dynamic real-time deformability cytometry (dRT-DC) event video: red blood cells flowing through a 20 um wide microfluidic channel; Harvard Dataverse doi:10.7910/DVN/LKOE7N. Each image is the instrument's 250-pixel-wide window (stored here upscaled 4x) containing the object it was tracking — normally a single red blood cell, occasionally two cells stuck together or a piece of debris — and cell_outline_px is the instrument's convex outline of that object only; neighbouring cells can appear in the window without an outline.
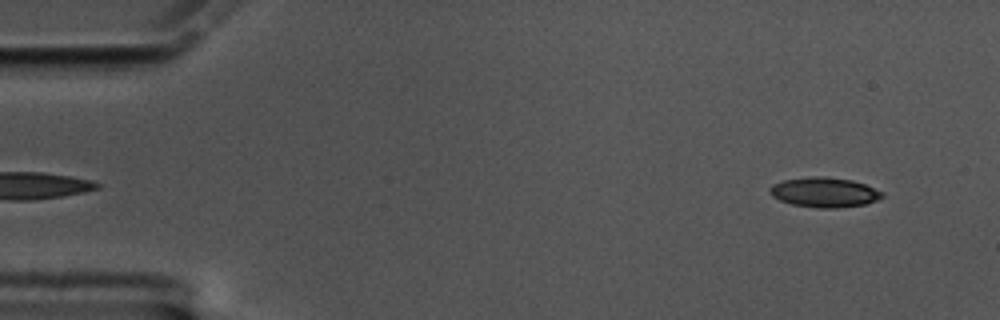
{"species": "common noctule bat (a hibernating species)", "species_latin": "Nyctalus noctula", "temperature_condition": "cold", "stored_images_in_passage": 56, "camera_frame_rate_fps": 3000, "um_per_image_px": 0.085, "animal": {"sex": "male", "body_mass_g": 17.5, "forearm_length_mm": 52.3}, "frame": {"image": 1, "passage_image": 2, "time_ms": 0.333, "image_size_px": [1000, 320], "cell_outline_px": [[884, 196], [876, 200], [864, 204], [836, 208], [820, 208], [792, 204], [780, 200], [772, 196], [768, 192], [768, 188], [772, 184], [784, 180], [812, 176], [824, 176], [852, 180], [864, 184], [884, 192]], "centroid_in_image_um": [70.05, 16.34], "position_along_channel_um": 15.0, "area_um2": 19.54}}
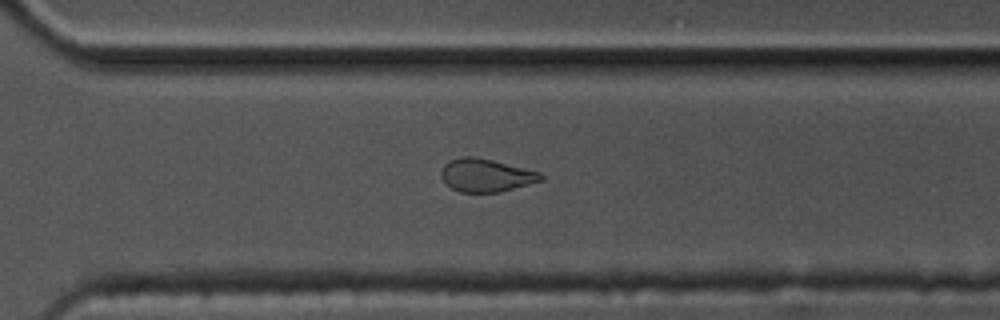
{"frame": {"image": 2, "passage_image": 39, "time_ms": 12.667, "image_size_px": [1000, 320], "cell_outline_px": [[544, 180], [500, 192], [460, 192], [452, 188], [440, 176], [440, 172], [444, 164], [460, 156], [472, 156], [492, 160], [540, 172], [544, 176]], "centroid_in_image_um": [41.32, 14.9], "position_along_channel_um": 329.3, "area_um2": 19.07}}
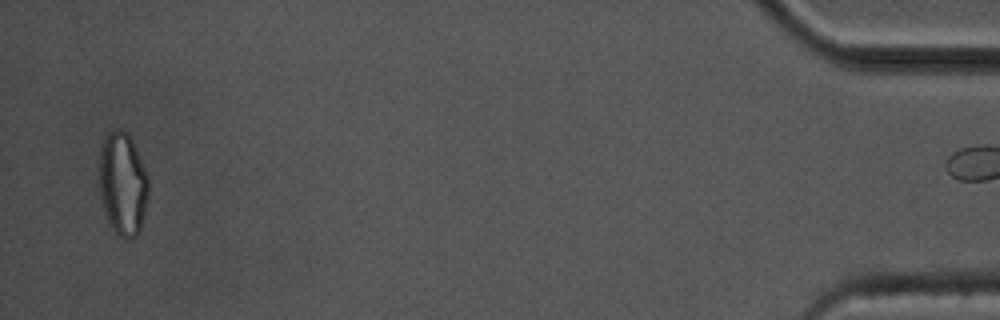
{"frame": {"image": 3, "passage_image": 55, "time_ms": 18.0, "image_size_px": [1000, 320], "cell_outline_px": [[148, 196], [140, 232], [136, 236], [128, 240], [124, 240], [116, 236], [108, 220], [104, 208], [100, 192], [100, 144], [104, 136], [108, 132], [116, 128], [120, 128], [128, 132], [132, 140], [148, 176]], "centroid_in_image_um": [10.44, 15.63], "position_along_channel_um": 424.8, "area_um2": 29.88}}